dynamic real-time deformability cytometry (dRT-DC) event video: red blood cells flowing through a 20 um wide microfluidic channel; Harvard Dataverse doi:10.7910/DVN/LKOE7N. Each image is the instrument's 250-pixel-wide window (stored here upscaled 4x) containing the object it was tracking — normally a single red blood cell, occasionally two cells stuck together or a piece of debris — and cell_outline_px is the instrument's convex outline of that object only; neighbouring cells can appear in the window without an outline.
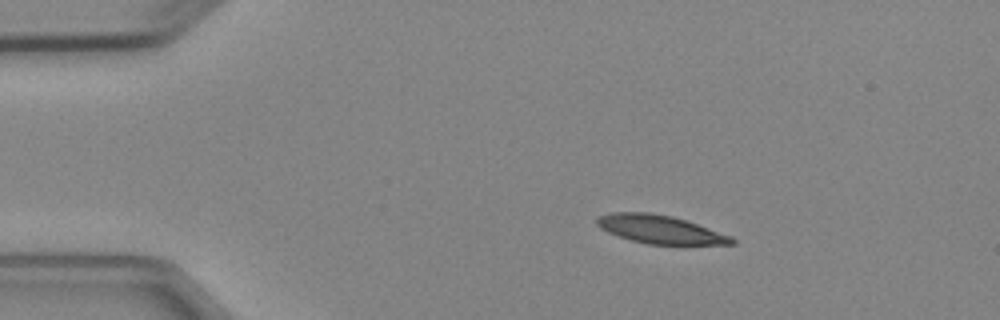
{"species": "Egyptian fruit bat (a non-hibernating species)", "species_latin": "Rousettus aegyptiacus", "temperature_condition": "cold", "stored_images_in_passage": 5, "camera_frame_rate_fps": 3000, "um_per_image_px": 0.085, "animal": {"sex": "female"}, "frame": {"image": 1, "passage_image": 2, "time_ms": 1.333, "image_size_px": [1000, 320], "cell_outline_px": [[736, 244], [648, 244], [632, 240], [608, 232], [600, 228], [596, 224], [596, 216], [612, 212], [652, 212], [672, 216], [732, 236], [736, 240]], "centroid_in_image_um": [56.08, 19.48], "position_along_channel_um": 28.9, "area_um2": 22.08}}
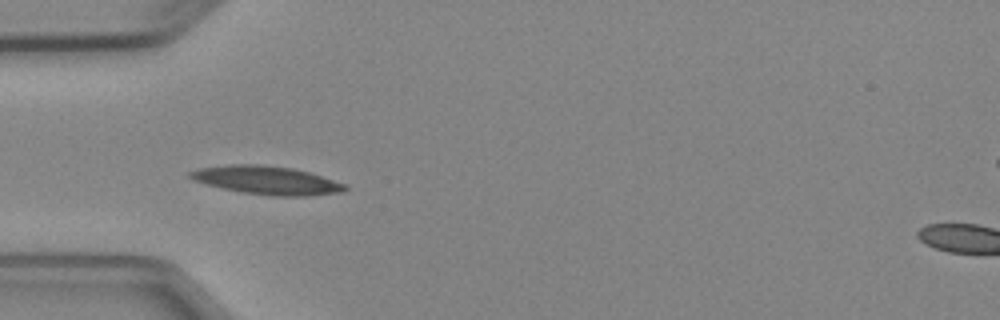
{"frame": {"image": 2, "passage_image": 4, "time_ms": 3.667, "image_size_px": [1000, 320], "cell_outline_px": [[348, 188], [344, 192], [308, 196], [272, 196], [240, 192], [192, 180], [188, 176], [188, 172], [200, 168], [232, 164], [256, 164], [292, 168], [308, 172], [348, 184]], "centroid_in_image_um": [22.72, 15.33], "position_along_channel_um": 62.3, "area_um2": 25.61}}